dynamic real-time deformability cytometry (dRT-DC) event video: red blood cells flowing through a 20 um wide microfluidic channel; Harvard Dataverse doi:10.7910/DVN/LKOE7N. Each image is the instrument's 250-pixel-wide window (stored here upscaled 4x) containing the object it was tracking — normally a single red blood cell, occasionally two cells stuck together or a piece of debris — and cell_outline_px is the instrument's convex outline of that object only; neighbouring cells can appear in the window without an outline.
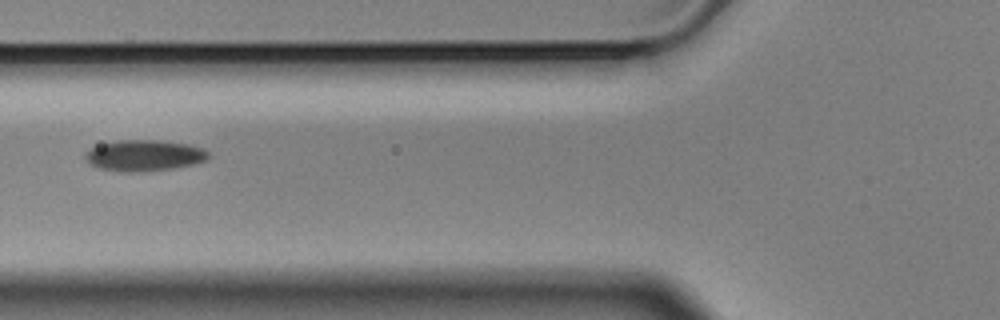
{"species": "Egyptian fruit bat (a non-hibernating species)", "species_latin": "Rousettus aegyptiacus", "temperature_condition": "cold", "stored_images_in_passage": 5, "camera_frame_rate_fps": 3000, "um_per_image_px": 0.085, "animal": {"sex": "male"}, "frame": {"image": 1, "passage_image": 3, "time_ms": 0.667, "image_size_px": [1000, 320], "cell_outline_px": [[208, 156], [204, 160], [192, 164], [176, 168], [144, 172], [116, 172], [100, 168], [92, 164], [84, 156], [92, 148], [100, 144], [116, 140], [156, 140], [188, 144], [200, 148], [208, 152]], "centroid_in_image_um": [12.24, 13.23], "position_along_channel_um": 113.6, "area_um2": 22.14}}
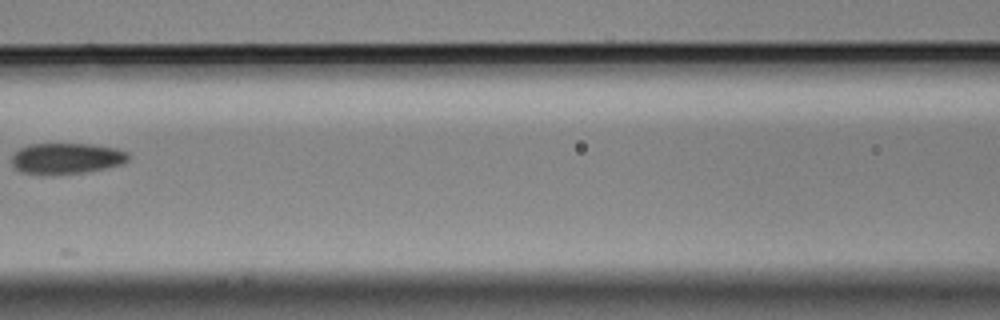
{"frame": {"image": 2, "passage_image": 4, "time_ms": 1.0, "image_size_px": [1000, 320], "cell_outline_px": [[128, 160], [124, 164], [84, 172], [52, 176], [40, 176], [20, 172], [12, 168], [12, 152], [28, 144], [88, 144], [116, 148], [128, 152]], "centroid_in_image_um": [5.57, 13.49], "position_along_channel_um": 161.0, "area_um2": 21.62}}
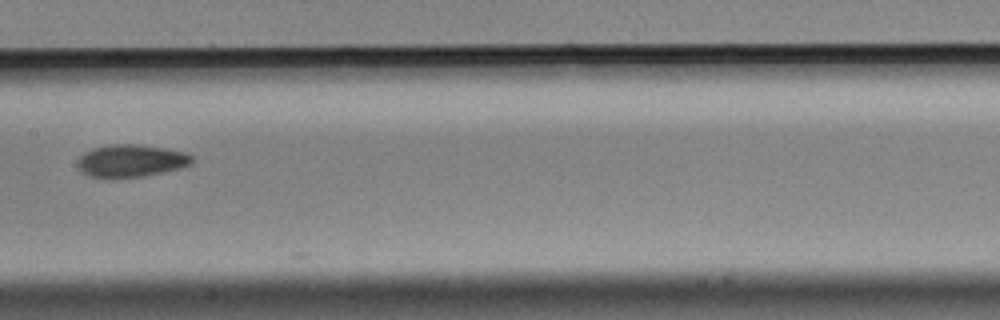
{"frame": {"image": 3, "passage_image": 5, "time_ms": 1.333, "image_size_px": [1000, 320], "cell_outline_px": [[196, 160], [192, 164], [144, 176], [92, 176], [80, 172], [76, 164], [80, 156], [84, 152], [92, 148], [112, 144], [136, 144], [164, 148], [184, 152], [192, 156]], "centroid_in_image_um": [11.12, 13.63], "position_along_channel_um": 196.3, "area_um2": 21.21}}